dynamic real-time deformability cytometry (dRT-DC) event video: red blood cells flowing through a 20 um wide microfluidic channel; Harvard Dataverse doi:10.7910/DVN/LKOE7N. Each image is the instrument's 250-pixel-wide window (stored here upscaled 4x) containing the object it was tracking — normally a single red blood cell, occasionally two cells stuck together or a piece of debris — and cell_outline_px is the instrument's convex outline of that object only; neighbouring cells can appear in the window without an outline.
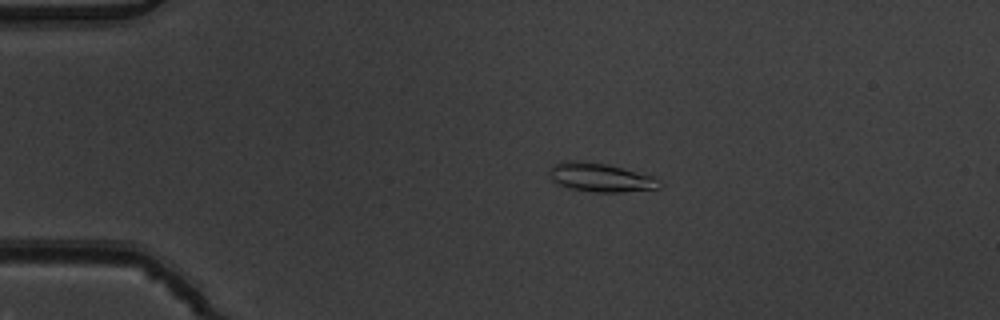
{"species": "common noctule bat (a hibernating species)", "species_latin": "Nyctalus noctula", "temperature_condition": "warm", "stored_images_in_passage": 4, "camera_frame_rate_fps": 3000, "um_per_image_px": 0.085, "animal": {"sex": "male", "body_mass_g": 19.5, "forearm_length_mm": 54.6}, "frame": {"image": 1, "passage_image": 2, "time_ms": 0.333, "image_size_px": [1000, 320], "cell_outline_px": [[660, 188], [620, 192], [592, 192], [572, 188], [560, 184], [552, 180], [548, 176], [552, 164], [564, 160], [580, 160], [608, 164], [652, 176], [656, 180]], "centroid_in_image_um": [50.96, 15.06], "position_along_channel_um": 34.0, "area_um2": 18.26}}